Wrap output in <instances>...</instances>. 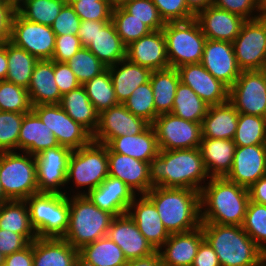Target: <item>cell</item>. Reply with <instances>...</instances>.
<instances>
[{
	"label": "cell",
	"mask_w": 266,
	"mask_h": 266,
	"mask_svg": "<svg viewBox=\"0 0 266 266\" xmlns=\"http://www.w3.org/2000/svg\"><path fill=\"white\" fill-rule=\"evenodd\" d=\"M86 196L99 209L108 211L114 216H120L128 213L136 194L120 179L108 176Z\"/></svg>",
	"instance_id": "d4e9b609"
},
{
	"label": "cell",
	"mask_w": 266,
	"mask_h": 266,
	"mask_svg": "<svg viewBox=\"0 0 266 266\" xmlns=\"http://www.w3.org/2000/svg\"><path fill=\"white\" fill-rule=\"evenodd\" d=\"M109 176L120 179L136 195L146 194L151 188L149 163L112 152L108 148Z\"/></svg>",
	"instance_id": "603a6c76"
},
{
	"label": "cell",
	"mask_w": 266,
	"mask_h": 266,
	"mask_svg": "<svg viewBox=\"0 0 266 266\" xmlns=\"http://www.w3.org/2000/svg\"><path fill=\"white\" fill-rule=\"evenodd\" d=\"M4 262L8 266H33V242L22 250L5 256Z\"/></svg>",
	"instance_id": "6125c7cd"
},
{
	"label": "cell",
	"mask_w": 266,
	"mask_h": 266,
	"mask_svg": "<svg viewBox=\"0 0 266 266\" xmlns=\"http://www.w3.org/2000/svg\"><path fill=\"white\" fill-rule=\"evenodd\" d=\"M206 104L189 86L179 82L176 88L172 114L192 122L202 123L208 111Z\"/></svg>",
	"instance_id": "ab89813d"
},
{
	"label": "cell",
	"mask_w": 266,
	"mask_h": 266,
	"mask_svg": "<svg viewBox=\"0 0 266 266\" xmlns=\"http://www.w3.org/2000/svg\"><path fill=\"white\" fill-rule=\"evenodd\" d=\"M59 105L93 136L98 128L99 113L90 102L83 85L62 95Z\"/></svg>",
	"instance_id": "e575fe53"
},
{
	"label": "cell",
	"mask_w": 266,
	"mask_h": 266,
	"mask_svg": "<svg viewBox=\"0 0 266 266\" xmlns=\"http://www.w3.org/2000/svg\"><path fill=\"white\" fill-rule=\"evenodd\" d=\"M58 145L55 135L33 110L25 113L19 131L18 152L36 156Z\"/></svg>",
	"instance_id": "83f0119b"
},
{
	"label": "cell",
	"mask_w": 266,
	"mask_h": 266,
	"mask_svg": "<svg viewBox=\"0 0 266 266\" xmlns=\"http://www.w3.org/2000/svg\"><path fill=\"white\" fill-rule=\"evenodd\" d=\"M96 33L97 21L86 20L81 21L77 36L80 38L81 45L87 47L95 37Z\"/></svg>",
	"instance_id": "be15d7a7"
},
{
	"label": "cell",
	"mask_w": 266,
	"mask_h": 266,
	"mask_svg": "<svg viewBox=\"0 0 266 266\" xmlns=\"http://www.w3.org/2000/svg\"><path fill=\"white\" fill-rule=\"evenodd\" d=\"M124 266H163L161 263V258L156 251L150 256L134 259V260H127Z\"/></svg>",
	"instance_id": "03108f58"
},
{
	"label": "cell",
	"mask_w": 266,
	"mask_h": 266,
	"mask_svg": "<svg viewBox=\"0 0 266 266\" xmlns=\"http://www.w3.org/2000/svg\"><path fill=\"white\" fill-rule=\"evenodd\" d=\"M155 205L169 234L201 226L200 192L189 188L153 187L145 194Z\"/></svg>",
	"instance_id": "277c9868"
},
{
	"label": "cell",
	"mask_w": 266,
	"mask_h": 266,
	"mask_svg": "<svg viewBox=\"0 0 266 266\" xmlns=\"http://www.w3.org/2000/svg\"><path fill=\"white\" fill-rule=\"evenodd\" d=\"M81 21H111V0L75 1L71 4Z\"/></svg>",
	"instance_id": "816d5d0a"
},
{
	"label": "cell",
	"mask_w": 266,
	"mask_h": 266,
	"mask_svg": "<svg viewBox=\"0 0 266 266\" xmlns=\"http://www.w3.org/2000/svg\"><path fill=\"white\" fill-rule=\"evenodd\" d=\"M161 150L199 148L201 123L179 118L172 113L159 114L151 124Z\"/></svg>",
	"instance_id": "30bf717a"
},
{
	"label": "cell",
	"mask_w": 266,
	"mask_h": 266,
	"mask_svg": "<svg viewBox=\"0 0 266 266\" xmlns=\"http://www.w3.org/2000/svg\"><path fill=\"white\" fill-rule=\"evenodd\" d=\"M242 227L266 255V205L249 200Z\"/></svg>",
	"instance_id": "7dc6e473"
},
{
	"label": "cell",
	"mask_w": 266,
	"mask_h": 266,
	"mask_svg": "<svg viewBox=\"0 0 266 266\" xmlns=\"http://www.w3.org/2000/svg\"><path fill=\"white\" fill-rule=\"evenodd\" d=\"M108 176V147L91 141L70 155L65 194L86 195Z\"/></svg>",
	"instance_id": "5b68a950"
},
{
	"label": "cell",
	"mask_w": 266,
	"mask_h": 266,
	"mask_svg": "<svg viewBox=\"0 0 266 266\" xmlns=\"http://www.w3.org/2000/svg\"><path fill=\"white\" fill-rule=\"evenodd\" d=\"M127 1L130 0H111L113 7L121 6Z\"/></svg>",
	"instance_id": "753ad0ef"
},
{
	"label": "cell",
	"mask_w": 266,
	"mask_h": 266,
	"mask_svg": "<svg viewBox=\"0 0 266 266\" xmlns=\"http://www.w3.org/2000/svg\"><path fill=\"white\" fill-rule=\"evenodd\" d=\"M238 117V111L229 101L209 106L201 123L202 138L233 140Z\"/></svg>",
	"instance_id": "836d02e7"
},
{
	"label": "cell",
	"mask_w": 266,
	"mask_h": 266,
	"mask_svg": "<svg viewBox=\"0 0 266 266\" xmlns=\"http://www.w3.org/2000/svg\"><path fill=\"white\" fill-rule=\"evenodd\" d=\"M106 146L115 153L150 163L158 154L156 133L152 125L137 135H123L111 139Z\"/></svg>",
	"instance_id": "d6a6232c"
},
{
	"label": "cell",
	"mask_w": 266,
	"mask_h": 266,
	"mask_svg": "<svg viewBox=\"0 0 266 266\" xmlns=\"http://www.w3.org/2000/svg\"><path fill=\"white\" fill-rule=\"evenodd\" d=\"M236 145L229 139L202 138L199 149L211 177H226L233 166Z\"/></svg>",
	"instance_id": "4dcf8cb0"
},
{
	"label": "cell",
	"mask_w": 266,
	"mask_h": 266,
	"mask_svg": "<svg viewBox=\"0 0 266 266\" xmlns=\"http://www.w3.org/2000/svg\"><path fill=\"white\" fill-rule=\"evenodd\" d=\"M111 21L126 46L152 31L145 23L134 18L122 6L113 7Z\"/></svg>",
	"instance_id": "ee69618b"
},
{
	"label": "cell",
	"mask_w": 266,
	"mask_h": 266,
	"mask_svg": "<svg viewBox=\"0 0 266 266\" xmlns=\"http://www.w3.org/2000/svg\"><path fill=\"white\" fill-rule=\"evenodd\" d=\"M79 266H124L127 262L122 249L104 236L79 250Z\"/></svg>",
	"instance_id": "d590c367"
},
{
	"label": "cell",
	"mask_w": 266,
	"mask_h": 266,
	"mask_svg": "<svg viewBox=\"0 0 266 266\" xmlns=\"http://www.w3.org/2000/svg\"><path fill=\"white\" fill-rule=\"evenodd\" d=\"M5 1L17 11L27 0H5Z\"/></svg>",
	"instance_id": "2644e50d"
},
{
	"label": "cell",
	"mask_w": 266,
	"mask_h": 266,
	"mask_svg": "<svg viewBox=\"0 0 266 266\" xmlns=\"http://www.w3.org/2000/svg\"><path fill=\"white\" fill-rule=\"evenodd\" d=\"M195 19L207 39L233 42L246 21L231 12L209 6L200 11Z\"/></svg>",
	"instance_id": "484cf974"
},
{
	"label": "cell",
	"mask_w": 266,
	"mask_h": 266,
	"mask_svg": "<svg viewBox=\"0 0 266 266\" xmlns=\"http://www.w3.org/2000/svg\"><path fill=\"white\" fill-rule=\"evenodd\" d=\"M7 60L8 72L5 81L27 89L38 59L23 48L7 41Z\"/></svg>",
	"instance_id": "f35d334b"
},
{
	"label": "cell",
	"mask_w": 266,
	"mask_h": 266,
	"mask_svg": "<svg viewBox=\"0 0 266 266\" xmlns=\"http://www.w3.org/2000/svg\"><path fill=\"white\" fill-rule=\"evenodd\" d=\"M123 104L132 114L145 119L150 124H152L159 115L155 110L154 96L150 81L138 86Z\"/></svg>",
	"instance_id": "c3c4849f"
},
{
	"label": "cell",
	"mask_w": 266,
	"mask_h": 266,
	"mask_svg": "<svg viewBox=\"0 0 266 266\" xmlns=\"http://www.w3.org/2000/svg\"><path fill=\"white\" fill-rule=\"evenodd\" d=\"M8 72L7 41L0 44V81L5 80Z\"/></svg>",
	"instance_id": "a7ac6f4b"
},
{
	"label": "cell",
	"mask_w": 266,
	"mask_h": 266,
	"mask_svg": "<svg viewBox=\"0 0 266 266\" xmlns=\"http://www.w3.org/2000/svg\"><path fill=\"white\" fill-rule=\"evenodd\" d=\"M5 256L0 252V264L4 262Z\"/></svg>",
	"instance_id": "2a66077c"
},
{
	"label": "cell",
	"mask_w": 266,
	"mask_h": 266,
	"mask_svg": "<svg viewBox=\"0 0 266 266\" xmlns=\"http://www.w3.org/2000/svg\"><path fill=\"white\" fill-rule=\"evenodd\" d=\"M249 192L226 177H211L200 191L201 222L242 226Z\"/></svg>",
	"instance_id": "7a4b0ae2"
},
{
	"label": "cell",
	"mask_w": 266,
	"mask_h": 266,
	"mask_svg": "<svg viewBox=\"0 0 266 266\" xmlns=\"http://www.w3.org/2000/svg\"><path fill=\"white\" fill-rule=\"evenodd\" d=\"M8 201H10V200L6 197V195H5L4 191H3L2 185H1V182H0V206L3 203H6Z\"/></svg>",
	"instance_id": "8c879c8a"
},
{
	"label": "cell",
	"mask_w": 266,
	"mask_h": 266,
	"mask_svg": "<svg viewBox=\"0 0 266 266\" xmlns=\"http://www.w3.org/2000/svg\"><path fill=\"white\" fill-rule=\"evenodd\" d=\"M0 182L9 200H26L39 192L34 156L26 152H0Z\"/></svg>",
	"instance_id": "ba28073f"
},
{
	"label": "cell",
	"mask_w": 266,
	"mask_h": 266,
	"mask_svg": "<svg viewBox=\"0 0 266 266\" xmlns=\"http://www.w3.org/2000/svg\"><path fill=\"white\" fill-rule=\"evenodd\" d=\"M83 86L90 102L99 114L118 104L108 68L87 81Z\"/></svg>",
	"instance_id": "60d3db41"
},
{
	"label": "cell",
	"mask_w": 266,
	"mask_h": 266,
	"mask_svg": "<svg viewBox=\"0 0 266 266\" xmlns=\"http://www.w3.org/2000/svg\"><path fill=\"white\" fill-rule=\"evenodd\" d=\"M66 63L81 85L107 68L87 47L78 50Z\"/></svg>",
	"instance_id": "bcb514c9"
},
{
	"label": "cell",
	"mask_w": 266,
	"mask_h": 266,
	"mask_svg": "<svg viewBox=\"0 0 266 266\" xmlns=\"http://www.w3.org/2000/svg\"><path fill=\"white\" fill-rule=\"evenodd\" d=\"M0 229L18 233L29 243L37 238L25 200H10L0 206Z\"/></svg>",
	"instance_id": "74e56055"
},
{
	"label": "cell",
	"mask_w": 266,
	"mask_h": 266,
	"mask_svg": "<svg viewBox=\"0 0 266 266\" xmlns=\"http://www.w3.org/2000/svg\"><path fill=\"white\" fill-rule=\"evenodd\" d=\"M212 5L245 20L257 18V0H213Z\"/></svg>",
	"instance_id": "11a10c76"
},
{
	"label": "cell",
	"mask_w": 266,
	"mask_h": 266,
	"mask_svg": "<svg viewBox=\"0 0 266 266\" xmlns=\"http://www.w3.org/2000/svg\"><path fill=\"white\" fill-rule=\"evenodd\" d=\"M257 18L266 20V0H257Z\"/></svg>",
	"instance_id": "89a4df30"
},
{
	"label": "cell",
	"mask_w": 266,
	"mask_h": 266,
	"mask_svg": "<svg viewBox=\"0 0 266 266\" xmlns=\"http://www.w3.org/2000/svg\"><path fill=\"white\" fill-rule=\"evenodd\" d=\"M180 82L189 86L209 106L228 101L229 88L214 78L201 63L177 68Z\"/></svg>",
	"instance_id": "ffe728a7"
},
{
	"label": "cell",
	"mask_w": 266,
	"mask_h": 266,
	"mask_svg": "<svg viewBox=\"0 0 266 266\" xmlns=\"http://www.w3.org/2000/svg\"><path fill=\"white\" fill-rule=\"evenodd\" d=\"M0 266H8L5 262L1 263Z\"/></svg>",
	"instance_id": "b9fcfbb0"
},
{
	"label": "cell",
	"mask_w": 266,
	"mask_h": 266,
	"mask_svg": "<svg viewBox=\"0 0 266 266\" xmlns=\"http://www.w3.org/2000/svg\"><path fill=\"white\" fill-rule=\"evenodd\" d=\"M139 231L157 251L169 238L154 203L145 195H136L127 213Z\"/></svg>",
	"instance_id": "7402d4cb"
},
{
	"label": "cell",
	"mask_w": 266,
	"mask_h": 266,
	"mask_svg": "<svg viewBox=\"0 0 266 266\" xmlns=\"http://www.w3.org/2000/svg\"><path fill=\"white\" fill-rule=\"evenodd\" d=\"M228 101L247 115L266 117V81L259 70L241 71L229 88Z\"/></svg>",
	"instance_id": "7c38bea8"
},
{
	"label": "cell",
	"mask_w": 266,
	"mask_h": 266,
	"mask_svg": "<svg viewBox=\"0 0 266 266\" xmlns=\"http://www.w3.org/2000/svg\"><path fill=\"white\" fill-rule=\"evenodd\" d=\"M80 23L81 19L74 11V8L66 3L61 9L59 15L54 20L51 28L55 35H77Z\"/></svg>",
	"instance_id": "db71d44e"
},
{
	"label": "cell",
	"mask_w": 266,
	"mask_h": 266,
	"mask_svg": "<svg viewBox=\"0 0 266 266\" xmlns=\"http://www.w3.org/2000/svg\"><path fill=\"white\" fill-rule=\"evenodd\" d=\"M220 266H266V255L242 226L201 223Z\"/></svg>",
	"instance_id": "3957f363"
},
{
	"label": "cell",
	"mask_w": 266,
	"mask_h": 266,
	"mask_svg": "<svg viewBox=\"0 0 266 266\" xmlns=\"http://www.w3.org/2000/svg\"><path fill=\"white\" fill-rule=\"evenodd\" d=\"M107 237L122 249L127 260L144 258L156 252L127 213L113 218Z\"/></svg>",
	"instance_id": "d6986e66"
},
{
	"label": "cell",
	"mask_w": 266,
	"mask_h": 266,
	"mask_svg": "<svg viewBox=\"0 0 266 266\" xmlns=\"http://www.w3.org/2000/svg\"><path fill=\"white\" fill-rule=\"evenodd\" d=\"M16 10L5 0H0V44L10 40L11 23Z\"/></svg>",
	"instance_id": "91938a15"
},
{
	"label": "cell",
	"mask_w": 266,
	"mask_h": 266,
	"mask_svg": "<svg viewBox=\"0 0 266 266\" xmlns=\"http://www.w3.org/2000/svg\"><path fill=\"white\" fill-rule=\"evenodd\" d=\"M150 125L145 119L132 114L124 104L118 103L99 114L98 128L92 141L106 145L119 136L140 134Z\"/></svg>",
	"instance_id": "2e32d148"
},
{
	"label": "cell",
	"mask_w": 266,
	"mask_h": 266,
	"mask_svg": "<svg viewBox=\"0 0 266 266\" xmlns=\"http://www.w3.org/2000/svg\"><path fill=\"white\" fill-rule=\"evenodd\" d=\"M56 35L50 26L23 18L17 11L11 23L10 42L38 60L52 59Z\"/></svg>",
	"instance_id": "8fae6325"
},
{
	"label": "cell",
	"mask_w": 266,
	"mask_h": 266,
	"mask_svg": "<svg viewBox=\"0 0 266 266\" xmlns=\"http://www.w3.org/2000/svg\"><path fill=\"white\" fill-rule=\"evenodd\" d=\"M25 201L38 238L64 237L69 227V196L38 192Z\"/></svg>",
	"instance_id": "52a82bcc"
},
{
	"label": "cell",
	"mask_w": 266,
	"mask_h": 266,
	"mask_svg": "<svg viewBox=\"0 0 266 266\" xmlns=\"http://www.w3.org/2000/svg\"><path fill=\"white\" fill-rule=\"evenodd\" d=\"M82 47L77 35H56L54 54L51 60L66 63Z\"/></svg>",
	"instance_id": "9f6ffc18"
},
{
	"label": "cell",
	"mask_w": 266,
	"mask_h": 266,
	"mask_svg": "<svg viewBox=\"0 0 266 266\" xmlns=\"http://www.w3.org/2000/svg\"><path fill=\"white\" fill-rule=\"evenodd\" d=\"M118 103L123 104L140 85L150 81L152 71L127 58L107 67Z\"/></svg>",
	"instance_id": "1f68e13d"
},
{
	"label": "cell",
	"mask_w": 266,
	"mask_h": 266,
	"mask_svg": "<svg viewBox=\"0 0 266 266\" xmlns=\"http://www.w3.org/2000/svg\"><path fill=\"white\" fill-rule=\"evenodd\" d=\"M126 47L112 21H97V33L87 46L106 67L125 59Z\"/></svg>",
	"instance_id": "f546056e"
},
{
	"label": "cell",
	"mask_w": 266,
	"mask_h": 266,
	"mask_svg": "<svg viewBox=\"0 0 266 266\" xmlns=\"http://www.w3.org/2000/svg\"><path fill=\"white\" fill-rule=\"evenodd\" d=\"M153 187L189 188L201 191L210 176L199 148L161 150L149 163Z\"/></svg>",
	"instance_id": "6da1fadb"
},
{
	"label": "cell",
	"mask_w": 266,
	"mask_h": 266,
	"mask_svg": "<svg viewBox=\"0 0 266 266\" xmlns=\"http://www.w3.org/2000/svg\"><path fill=\"white\" fill-rule=\"evenodd\" d=\"M75 1H97V0H66V3L71 5Z\"/></svg>",
	"instance_id": "11e5206c"
},
{
	"label": "cell",
	"mask_w": 266,
	"mask_h": 266,
	"mask_svg": "<svg viewBox=\"0 0 266 266\" xmlns=\"http://www.w3.org/2000/svg\"><path fill=\"white\" fill-rule=\"evenodd\" d=\"M72 151L69 147L58 145L34 156L39 193L65 194Z\"/></svg>",
	"instance_id": "5bb4252c"
},
{
	"label": "cell",
	"mask_w": 266,
	"mask_h": 266,
	"mask_svg": "<svg viewBox=\"0 0 266 266\" xmlns=\"http://www.w3.org/2000/svg\"><path fill=\"white\" fill-rule=\"evenodd\" d=\"M202 227L170 234L168 240L157 250L163 266H192L201 242Z\"/></svg>",
	"instance_id": "cb8c5ba5"
},
{
	"label": "cell",
	"mask_w": 266,
	"mask_h": 266,
	"mask_svg": "<svg viewBox=\"0 0 266 266\" xmlns=\"http://www.w3.org/2000/svg\"><path fill=\"white\" fill-rule=\"evenodd\" d=\"M32 110L55 135L59 145L76 150L92 141V135L74 121L59 104L36 105Z\"/></svg>",
	"instance_id": "4fadbf2b"
},
{
	"label": "cell",
	"mask_w": 266,
	"mask_h": 266,
	"mask_svg": "<svg viewBox=\"0 0 266 266\" xmlns=\"http://www.w3.org/2000/svg\"><path fill=\"white\" fill-rule=\"evenodd\" d=\"M126 58L151 71L169 68L166 39L162 30L151 31L126 47Z\"/></svg>",
	"instance_id": "44dd1931"
},
{
	"label": "cell",
	"mask_w": 266,
	"mask_h": 266,
	"mask_svg": "<svg viewBox=\"0 0 266 266\" xmlns=\"http://www.w3.org/2000/svg\"><path fill=\"white\" fill-rule=\"evenodd\" d=\"M266 175V144L237 146L233 166L226 178L249 188Z\"/></svg>",
	"instance_id": "ac0fdd59"
},
{
	"label": "cell",
	"mask_w": 266,
	"mask_h": 266,
	"mask_svg": "<svg viewBox=\"0 0 266 266\" xmlns=\"http://www.w3.org/2000/svg\"><path fill=\"white\" fill-rule=\"evenodd\" d=\"M66 0H27L17 12L26 20L52 26Z\"/></svg>",
	"instance_id": "7bdbcfd3"
},
{
	"label": "cell",
	"mask_w": 266,
	"mask_h": 266,
	"mask_svg": "<svg viewBox=\"0 0 266 266\" xmlns=\"http://www.w3.org/2000/svg\"><path fill=\"white\" fill-rule=\"evenodd\" d=\"M155 110L158 114L171 113L180 75L176 68L152 71L150 76Z\"/></svg>",
	"instance_id": "8d00e7d4"
},
{
	"label": "cell",
	"mask_w": 266,
	"mask_h": 266,
	"mask_svg": "<svg viewBox=\"0 0 266 266\" xmlns=\"http://www.w3.org/2000/svg\"><path fill=\"white\" fill-rule=\"evenodd\" d=\"M248 192L250 201L266 205V175L249 187Z\"/></svg>",
	"instance_id": "e7e4bbea"
},
{
	"label": "cell",
	"mask_w": 266,
	"mask_h": 266,
	"mask_svg": "<svg viewBox=\"0 0 266 266\" xmlns=\"http://www.w3.org/2000/svg\"><path fill=\"white\" fill-rule=\"evenodd\" d=\"M29 242L20 234L0 229V252L10 255L25 248Z\"/></svg>",
	"instance_id": "680465c9"
},
{
	"label": "cell",
	"mask_w": 266,
	"mask_h": 266,
	"mask_svg": "<svg viewBox=\"0 0 266 266\" xmlns=\"http://www.w3.org/2000/svg\"><path fill=\"white\" fill-rule=\"evenodd\" d=\"M33 106L59 104L62 98L54 79V61L38 60L27 88Z\"/></svg>",
	"instance_id": "f1b7e54d"
},
{
	"label": "cell",
	"mask_w": 266,
	"mask_h": 266,
	"mask_svg": "<svg viewBox=\"0 0 266 266\" xmlns=\"http://www.w3.org/2000/svg\"><path fill=\"white\" fill-rule=\"evenodd\" d=\"M192 266H220L215 251L205 239L198 248Z\"/></svg>",
	"instance_id": "94428289"
},
{
	"label": "cell",
	"mask_w": 266,
	"mask_h": 266,
	"mask_svg": "<svg viewBox=\"0 0 266 266\" xmlns=\"http://www.w3.org/2000/svg\"><path fill=\"white\" fill-rule=\"evenodd\" d=\"M203 67L216 79L230 88L240 76L233 43L207 39L204 45Z\"/></svg>",
	"instance_id": "e0dca14e"
},
{
	"label": "cell",
	"mask_w": 266,
	"mask_h": 266,
	"mask_svg": "<svg viewBox=\"0 0 266 266\" xmlns=\"http://www.w3.org/2000/svg\"><path fill=\"white\" fill-rule=\"evenodd\" d=\"M213 0H185L188 9L196 16L200 11L212 6Z\"/></svg>",
	"instance_id": "003e7915"
},
{
	"label": "cell",
	"mask_w": 266,
	"mask_h": 266,
	"mask_svg": "<svg viewBox=\"0 0 266 266\" xmlns=\"http://www.w3.org/2000/svg\"><path fill=\"white\" fill-rule=\"evenodd\" d=\"M24 115L0 111V152L18 151L19 131Z\"/></svg>",
	"instance_id": "681fc988"
},
{
	"label": "cell",
	"mask_w": 266,
	"mask_h": 266,
	"mask_svg": "<svg viewBox=\"0 0 266 266\" xmlns=\"http://www.w3.org/2000/svg\"><path fill=\"white\" fill-rule=\"evenodd\" d=\"M233 141L236 146L266 144V117L239 113Z\"/></svg>",
	"instance_id": "b9f144b4"
},
{
	"label": "cell",
	"mask_w": 266,
	"mask_h": 266,
	"mask_svg": "<svg viewBox=\"0 0 266 266\" xmlns=\"http://www.w3.org/2000/svg\"><path fill=\"white\" fill-rule=\"evenodd\" d=\"M162 31L170 67L177 69L182 65L201 62L207 38L195 18L166 23Z\"/></svg>",
	"instance_id": "9c48e42d"
},
{
	"label": "cell",
	"mask_w": 266,
	"mask_h": 266,
	"mask_svg": "<svg viewBox=\"0 0 266 266\" xmlns=\"http://www.w3.org/2000/svg\"><path fill=\"white\" fill-rule=\"evenodd\" d=\"M114 217L108 211L99 209L86 195L69 196V227L63 239L79 250L107 236Z\"/></svg>",
	"instance_id": "8992f818"
},
{
	"label": "cell",
	"mask_w": 266,
	"mask_h": 266,
	"mask_svg": "<svg viewBox=\"0 0 266 266\" xmlns=\"http://www.w3.org/2000/svg\"><path fill=\"white\" fill-rule=\"evenodd\" d=\"M232 43L239 68L259 70L266 61V20H246Z\"/></svg>",
	"instance_id": "9a60e30c"
},
{
	"label": "cell",
	"mask_w": 266,
	"mask_h": 266,
	"mask_svg": "<svg viewBox=\"0 0 266 266\" xmlns=\"http://www.w3.org/2000/svg\"><path fill=\"white\" fill-rule=\"evenodd\" d=\"M33 266H79L78 249L63 238H36Z\"/></svg>",
	"instance_id": "4316f807"
},
{
	"label": "cell",
	"mask_w": 266,
	"mask_h": 266,
	"mask_svg": "<svg viewBox=\"0 0 266 266\" xmlns=\"http://www.w3.org/2000/svg\"><path fill=\"white\" fill-rule=\"evenodd\" d=\"M266 81V61L263 63L262 67L259 69Z\"/></svg>",
	"instance_id": "34e18365"
},
{
	"label": "cell",
	"mask_w": 266,
	"mask_h": 266,
	"mask_svg": "<svg viewBox=\"0 0 266 266\" xmlns=\"http://www.w3.org/2000/svg\"><path fill=\"white\" fill-rule=\"evenodd\" d=\"M165 23L183 22L195 18L185 0H152Z\"/></svg>",
	"instance_id": "f5cc1de1"
},
{
	"label": "cell",
	"mask_w": 266,
	"mask_h": 266,
	"mask_svg": "<svg viewBox=\"0 0 266 266\" xmlns=\"http://www.w3.org/2000/svg\"><path fill=\"white\" fill-rule=\"evenodd\" d=\"M54 79L61 95L81 86L67 63L54 61Z\"/></svg>",
	"instance_id": "6f0895ef"
},
{
	"label": "cell",
	"mask_w": 266,
	"mask_h": 266,
	"mask_svg": "<svg viewBox=\"0 0 266 266\" xmlns=\"http://www.w3.org/2000/svg\"><path fill=\"white\" fill-rule=\"evenodd\" d=\"M121 6L152 31L162 30L166 24L152 0H130Z\"/></svg>",
	"instance_id": "f907efd6"
},
{
	"label": "cell",
	"mask_w": 266,
	"mask_h": 266,
	"mask_svg": "<svg viewBox=\"0 0 266 266\" xmlns=\"http://www.w3.org/2000/svg\"><path fill=\"white\" fill-rule=\"evenodd\" d=\"M33 105L26 88L14 83L0 81V111L28 113Z\"/></svg>",
	"instance_id": "f6af8a7d"
}]
</instances>
